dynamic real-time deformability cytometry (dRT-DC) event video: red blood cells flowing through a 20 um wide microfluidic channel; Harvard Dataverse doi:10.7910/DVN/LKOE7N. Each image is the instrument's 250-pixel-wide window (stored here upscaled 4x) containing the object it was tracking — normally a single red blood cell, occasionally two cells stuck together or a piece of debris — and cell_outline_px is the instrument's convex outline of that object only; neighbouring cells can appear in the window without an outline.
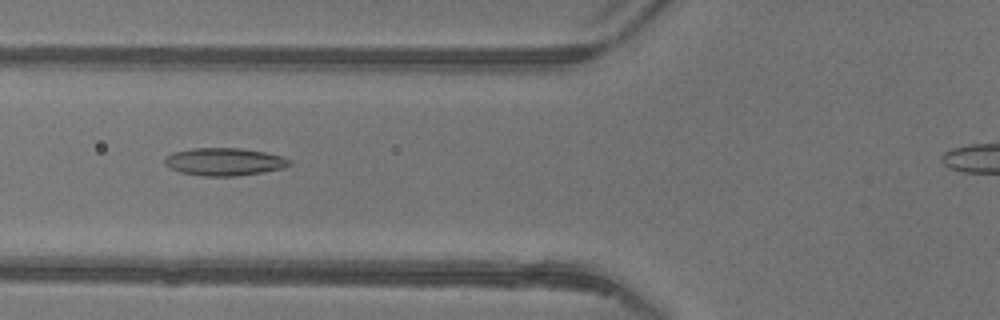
{"species": "common noctule bat (a hibernating species)", "species_latin": "Nyctalus noctula", "temperature_condition": "warm", "stored_images_in_passage": 33, "camera_frame_rate_fps": 3000, "um_per_image_px": 0.085, "animal": {"sex": "female"}, "frame": {"image": 1, "passage_image": 8, "time_ms": 2.333, "image_size_px": [1000, 320], "cell_outline_px": [[292, 164], [284, 168], [264, 172], [236, 176], [204, 176], [180, 172], [168, 168], [164, 164], [164, 160], [172, 152], [192, 148], [240, 148], [264, 152], [284, 156], [292, 160]], "centroid_in_image_um": [19.09, 13.75], "position_along_channel_um": 106.7, "area_um2": 20.35}}
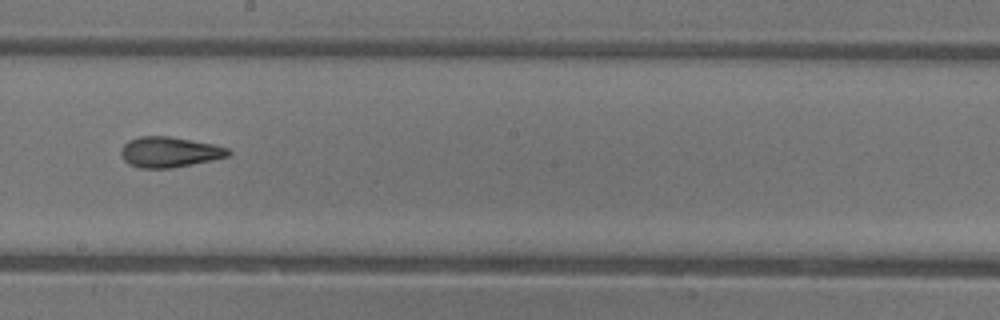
{"frame": {"image": 2, "passage_image": 17, "time_ms": 5.333, "image_size_px": [1000, 320], "cell_outline_px": [[232, 152], [228, 156], [212, 160], [172, 168], [140, 168], [128, 164], [120, 156], [120, 148], [128, 140], [140, 136], [168, 136], [212, 144], [228, 148]], "centroid_in_image_um": [14.35, 12.93], "position_along_channel_um": 233.8, "area_um2": 19.07}}
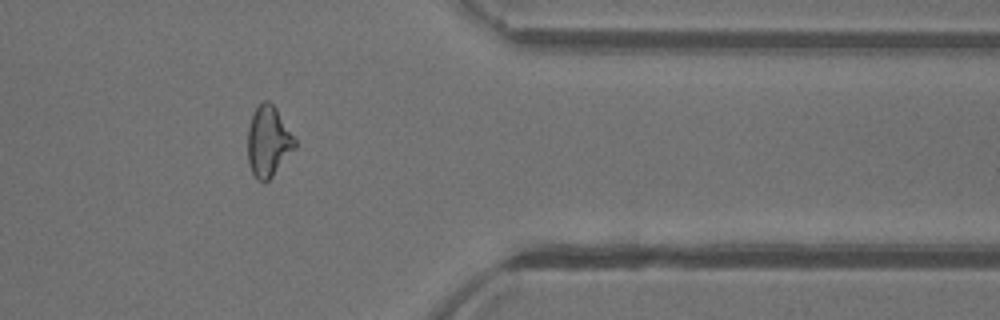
{"frame": {"image": 3, "passage_image": 29, "time_ms": 9.333, "image_size_px": [1000, 320], "cell_outline_px": [[296, 148], [272, 176], [264, 184], [256, 180], [248, 164], [248, 128], [252, 112], [264, 100], [268, 100], [276, 108], [296, 140]], "centroid_in_image_um": [22.8, 12.04], "position_along_channel_um": 388.6, "area_um2": 19.48}}